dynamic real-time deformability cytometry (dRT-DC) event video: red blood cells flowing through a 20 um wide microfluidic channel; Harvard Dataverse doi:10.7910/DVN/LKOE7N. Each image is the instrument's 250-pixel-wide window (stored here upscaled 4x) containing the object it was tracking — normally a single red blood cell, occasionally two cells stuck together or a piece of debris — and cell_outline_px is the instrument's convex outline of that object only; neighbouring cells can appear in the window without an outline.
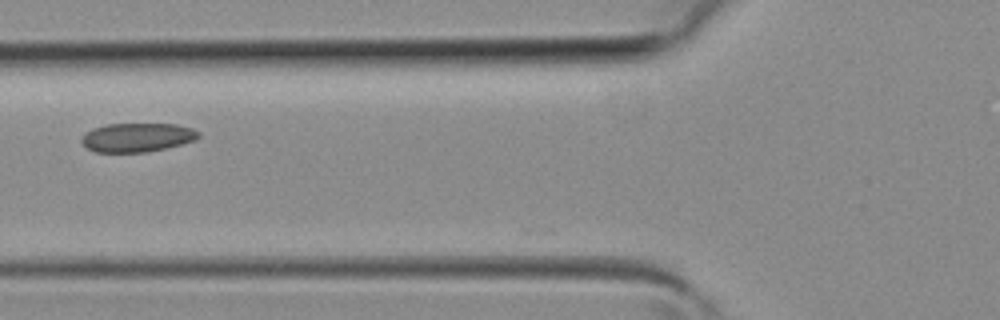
{"species": "common noctule bat (a hibernating species)", "species_latin": "Nyctalus noctula", "temperature_condition": "room temperature", "stored_images_in_passage": 16, "camera_frame_rate_fps": 3000, "um_per_image_px": 0.085, "animal": {"sex": "female", "body_mass_g": 19.3, "forearm_length_mm": 54.1}, "frame": {"image": 1, "passage_image": 2, "time_ms": 0.333, "image_size_px": [1000, 320], "cell_outline_px": [[200, 136], [196, 140], [148, 152], [96, 152], [88, 148], [80, 140], [80, 136], [84, 132], [92, 128], [108, 124], [176, 124], [192, 128], [200, 132]], "centroid_in_image_um": [11.64, 11.67], "position_along_channel_um": 114.2, "area_um2": 19.77}}
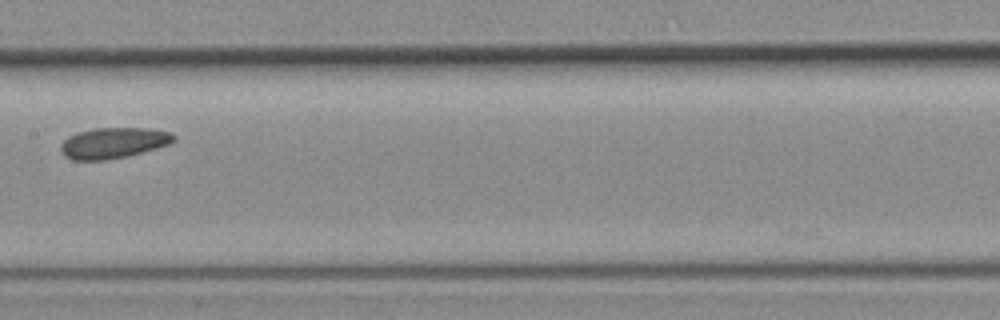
{"frame": {"image": 2, "passage_image": 7, "time_ms": 2.0, "image_size_px": [1000, 320], "cell_outline_px": [[176, 140], [168, 144], [156, 148], [128, 156], [104, 160], [72, 160], [64, 156], [60, 148], [60, 144], [68, 136], [80, 132], [96, 128], [144, 128], [172, 132], [176, 136]], "centroid_in_image_um": [9.64, 12.15], "position_along_channel_um": 197.8, "area_um2": 20.23}}
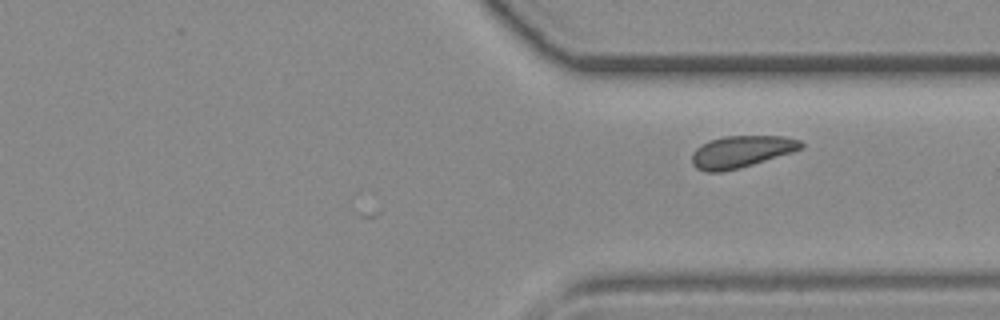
{"frame": {"image": 3, "passage_image": 16, "time_ms": 5.0, "image_size_px": [1000, 320], "cell_outline_px": [[804, 148], [792, 152], [740, 168], [720, 172], [708, 172], [696, 168], [692, 164], [692, 152], [700, 144], [724, 136], [784, 136], [800, 140], [804, 144]], "centroid_in_image_um": [63.01, 12.89], "position_along_channel_um": 348.4, "area_um2": 20.29}}